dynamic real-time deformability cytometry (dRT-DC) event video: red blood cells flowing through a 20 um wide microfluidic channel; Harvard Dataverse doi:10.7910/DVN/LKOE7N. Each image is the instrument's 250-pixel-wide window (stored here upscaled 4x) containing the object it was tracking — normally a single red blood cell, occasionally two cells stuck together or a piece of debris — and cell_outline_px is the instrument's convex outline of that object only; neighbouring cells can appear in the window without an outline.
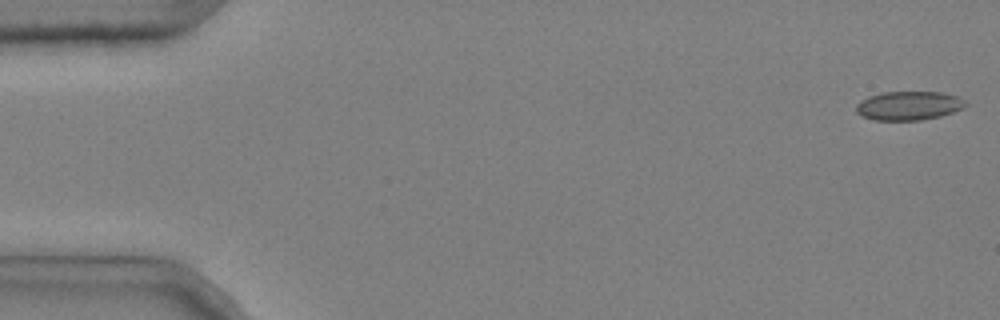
{"species": "common noctule bat (a hibernating species)", "species_latin": "Nyctalus noctula", "temperature_condition": "cold", "stored_images_in_passage": 49, "camera_frame_rate_fps": 3000, "um_per_image_px": 0.085, "animal": {"sex": "male", "body_mass_g": 20.4}, "frame": {"image": 1, "passage_image": 1, "time_ms": 0.0, "image_size_px": [1000, 320], "cell_outline_px": [[968, 104], [964, 108], [940, 116], [920, 120], [872, 120], [860, 116], [856, 112], [856, 104], [860, 100], [868, 96], [884, 92], [940, 92], [960, 96]], "centroid_in_image_um": [77.23, 8.98], "position_along_channel_um": 7.8, "area_um2": 18.61}}
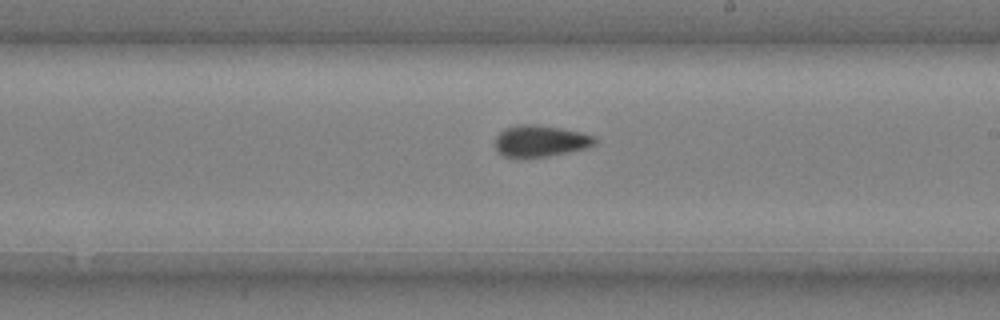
{"frame": {"image": 2, "passage_image": 31, "time_ms": 10.0, "image_size_px": [1000, 320], "cell_outline_px": [[596, 144], [584, 148], [568, 152], [548, 156], [520, 160], [516, 160], [504, 156], [496, 148], [496, 136], [504, 128], [516, 124], [536, 124], [560, 128], [580, 132], [596, 136]], "centroid_in_image_um": [45.89, 12.01], "position_along_channel_um": 243.1, "area_um2": 18.73}}
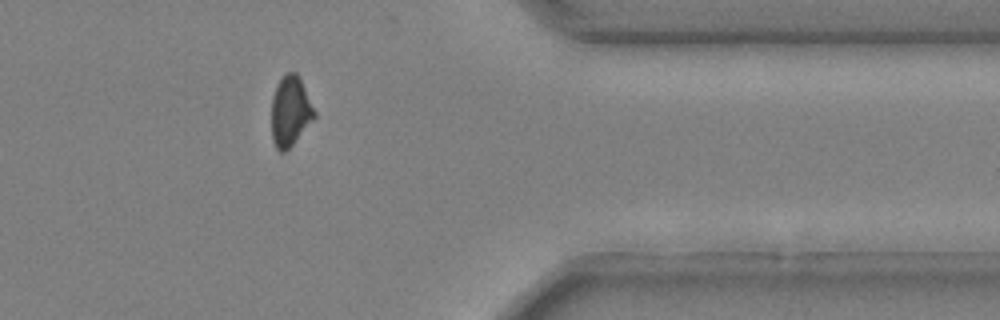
{"frame": {"image": 3, "passage_image": 44, "time_ms": 14.333, "image_size_px": [1000, 320], "cell_outline_px": [[316, 116], [292, 144], [284, 152], [280, 152], [276, 148], [272, 140], [272, 96], [276, 84], [288, 72], [296, 72], [316, 112]], "centroid_in_image_um": [24.66, 9.46], "position_along_channel_um": 386.7, "area_um2": 17.17}, "authors_computed_cell_mechanics": {"area_um2": 18.2648, "velocity_mm_per_s": 3.6913, "shape_relaxation_time_tau1_ms": 10.0662, "shape_relaxation_time_tau2_ms": 3.6673, "deformation_change_tau1": 0.1545, "deformation_change_tau2": 0.0673}}